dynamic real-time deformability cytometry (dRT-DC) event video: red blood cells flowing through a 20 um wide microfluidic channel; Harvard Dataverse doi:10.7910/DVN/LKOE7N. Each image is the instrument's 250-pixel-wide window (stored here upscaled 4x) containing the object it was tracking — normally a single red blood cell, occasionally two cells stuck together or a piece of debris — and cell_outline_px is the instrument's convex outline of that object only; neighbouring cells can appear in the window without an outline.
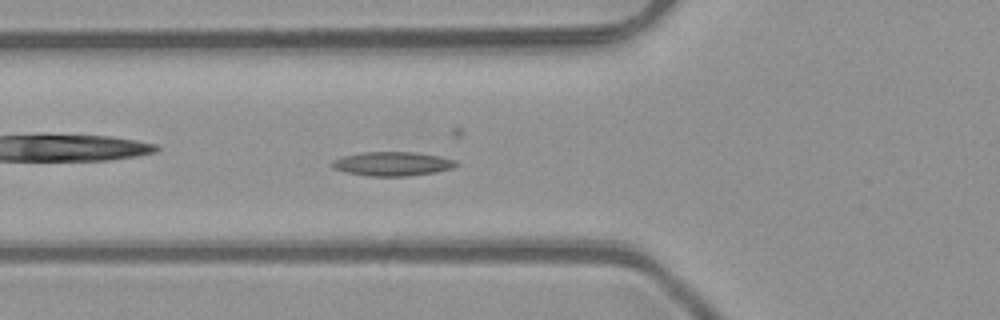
{"species": "common noctule bat (a hibernating species)", "species_latin": "Nyctalus noctula", "temperature_condition": "room temperature", "stored_images_in_passage": 50, "camera_frame_rate_fps": 3000, "um_per_image_px": 0.085, "animal": {"sex": "male", "body_mass_g": 23.1, "forearm_length_mm": 52.7}, "frame": {"image": 1, "passage_image": 18, "time_ms": 5.667, "image_size_px": [1000, 320], "cell_outline_px": [[460, 164], [452, 168], [436, 172], [408, 176], [368, 176], [348, 172], [332, 168], [328, 164], [332, 160], [344, 156], [360, 152], [412, 152], [440, 156], [456, 160]], "centroid_in_image_um": [33.35, 13.92], "position_along_channel_um": 92.5, "area_um2": 17.51}}
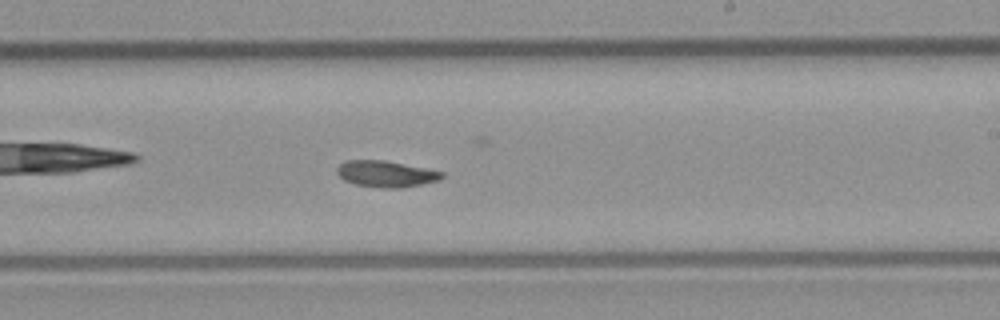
{"frame": {"image": 2, "passage_image": 30, "time_ms": 9.667, "image_size_px": [1000, 320], "cell_outline_px": [[444, 176], [440, 180], [400, 188], [384, 188], [356, 184], [344, 180], [336, 172], [336, 168], [340, 164], [348, 160], [384, 160], [444, 172]], "centroid_in_image_um": [32.8, 14.78], "position_along_channel_um": 256.2, "area_um2": 15.9}}
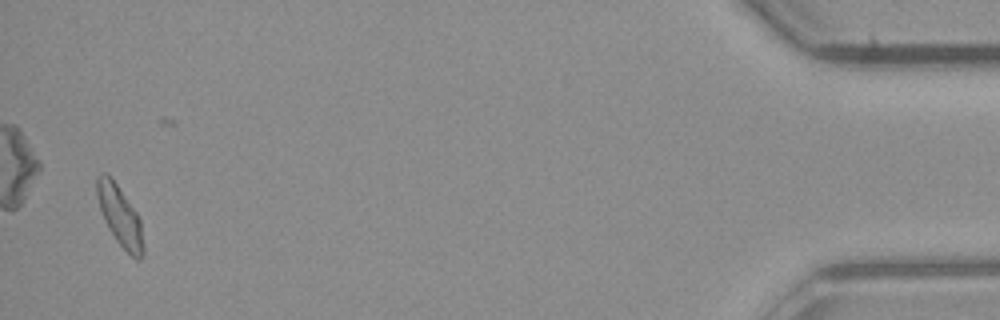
{"frame": {"image": 3, "passage_image": 49, "time_ms": 16.0, "image_size_px": [1000, 320], "cell_outline_px": [[144, 256], [140, 260], [136, 260], [116, 240], [108, 228], [100, 212], [96, 196], [96, 176], [100, 172], [108, 172], [112, 176], [136, 212], [140, 220], [144, 248]], "centroid_in_image_um": [10.16, 18.3], "position_along_channel_um": 425.0, "area_um2": 16.59}}